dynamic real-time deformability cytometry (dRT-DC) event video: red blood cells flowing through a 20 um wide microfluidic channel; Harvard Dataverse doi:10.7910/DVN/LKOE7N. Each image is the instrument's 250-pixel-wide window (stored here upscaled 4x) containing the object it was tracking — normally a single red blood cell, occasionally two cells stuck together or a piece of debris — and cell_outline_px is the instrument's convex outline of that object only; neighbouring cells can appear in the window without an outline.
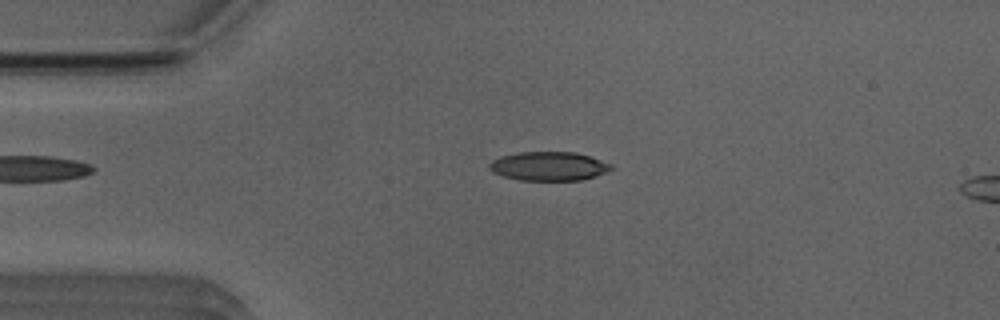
{"species": "Egyptian fruit bat (a non-hibernating species)", "species_latin": "Rousettus aegyptiacus", "temperature_condition": "room temperature", "stored_images_in_passage": 17, "camera_frame_rate_fps": 3000, "um_per_image_px": 0.085, "animal": {"sex": "male"}, "frame": {"image": 1, "passage_image": 10, "time_ms": 3.0, "image_size_px": [1000, 320], "cell_outline_px": [[616, 168], [596, 176], [580, 180], [520, 180], [504, 176], [492, 172], [488, 168], [488, 164], [492, 160], [500, 156], [520, 152], [576, 152], [612, 164]], "centroid_in_image_um": [46.65, 14.12], "position_along_channel_um": 38.4, "area_um2": 20.58}}